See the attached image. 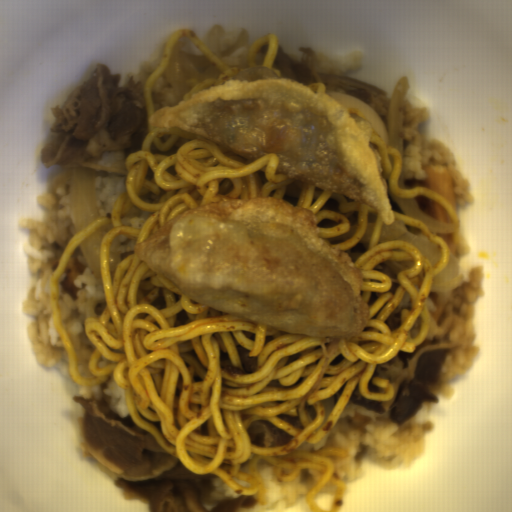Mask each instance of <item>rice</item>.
Listing matches in <instances>:
<instances>
[{"instance_id": "rice-1", "label": "rice", "mask_w": 512, "mask_h": 512, "mask_svg": "<svg viewBox=\"0 0 512 512\" xmlns=\"http://www.w3.org/2000/svg\"><path fill=\"white\" fill-rule=\"evenodd\" d=\"M50 181L38 198L41 213L22 218L30 286L25 302V335L37 363L70 375L67 352L53 326L50 291L53 275L75 230L71 184L50 190Z\"/></svg>"}, {"instance_id": "rice-2", "label": "rice", "mask_w": 512, "mask_h": 512, "mask_svg": "<svg viewBox=\"0 0 512 512\" xmlns=\"http://www.w3.org/2000/svg\"><path fill=\"white\" fill-rule=\"evenodd\" d=\"M434 426V418L419 420L416 414L400 426L388 415L370 413L351 406L317 443L303 442L297 449L316 452L329 447L340 448L345 456L335 462L334 472L342 481L354 480L362 463L386 470H401L417 460Z\"/></svg>"}, {"instance_id": "rice-3", "label": "rice", "mask_w": 512, "mask_h": 512, "mask_svg": "<svg viewBox=\"0 0 512 512\" xmlns=\"http://www.w3.org/2000/svg\"><path fill=\"white\" fill-rule=\"evenodd\" d=\"M485 296L483 266H474L460 286L449 293L431 290L427 301L430 321L427 340L448 337L457 347L447 351L436 394L450 397L449 383L469 372L477 352L474 318L478 302Z\"/></svg>"}, {"instance_id": "rice-4", "label": "rice", "mask_w": 512, "mask_h": 512, "mask_svg": "<svg viewBox=\"0 0 512 512\" xmlns=\"http://www.w3.org/2000/svg\"><path fill=\"white\" fill-rule=\"evenodd\" d=\"M60 322L68 334L77 360L79 373L89 372L94 346L84 331L87 318H99L106 306V292L101 278H95L79 244L75 247L56 288Z\"/></svg>"}, {"instance_id": "rice-5", "label": "rice", "mask_w": 512, "mask_h": 512, "mask_svg": "<svg viewBox=\"0 0 512 512\" xmlns=\"http://www.w3.org/2000/svg\"><path fill=\"white\" fill-rule=\"evenodd\" d=\"M427 111L416 105L403 109V164L397 179L402 189L428 186L427 165H448L455 207L472 203L474 192L460 173L450 149L441 141L427 138L423 123Z\"/></svg>"}, {"instance_id": "rice-6", "label": "rice", "mask_w": 512, "mask_h": 512, "mask_svg": "<svg viewBox=\"0 0 512 512\" xmlns=\"http://www.w3.org/2000/svg\"><path fill=\"white\" fill-rule=\"evenodd\" d=\"M230 69V79L278 78L273 65L263 66L265 46L259 52L249 48L256 42L247 30L213 27L202 40Z\"/></svg>"}, {"instance_id": "rice-7", "label": "rice", "mask_w": 512, "mask_h": 512, "mask_svg": "<svg viewBox=\"0 0 512 512\" xmlns=\"http://www.w3.org/2000/svg\"><path fill=\"white\" fill-rule=\"evenodd\" d=\"M257 472L266 503H256L249 511L241 512H283L306 499L309 491L321 477L315 470L304 469L291 482H280L274 475L272 465L264 460L258 463Z\"/></svg>"}, {"instance_id": "rice-8", "label": "rice", "mask_w": 512, "mask_h": 512, "mask_svg": "<svg viewBox=\"0 0 512 512\" xmlns=\"http://www.w3.org/2000/svg\"><path fill=\"white\" fill-rule=\"evenodd\" d=\"M96 195L98 218H109L111 228L113 211L121 192L125 190V174H116V170H96Z\"/></svg>"}, {"instance_id": "rice-9", "label": "rice", "mask_w": 512, "mask_h": 512, "mask_svg": "<svg viewBox=\"0 0 512 512\" xmlns=\"http://www.w3.org/2000/svg\"><path fill=\"white\" fill-rule=\"evenodd\" d=\"M313 61L322 73L345 77L350 72L362 68L364 55L361 52H351L341 55L317 54L313 56Z\"/></svg>"}, {"instance_id": "rice-10", "label": "rice", "mask_w": 512, "mask_h": 512, "mask_svg": "<svg viewBox=\"0 0 512 512\" xmlns=\"http://www.w3.org/2000/svg\"><path fill=\"white\" fill-rule=\"evenodd\" d=\"M103 383L107 386V400L109 408L120 418H131L122 390L113 376L95 385H78V395L82 398L98 399L101 395V386Z\"/></svg>"}, {"instance_id": "rice-11", "label": "rice", "mask_w": 512, "mask_h": 512, "mask_svg": "<svg viewBox=\"0 0 512 512\" xmlns=\"http://www.w3.org/2000/svg\"><path fill=\"white\" fill-rule=\"evenodd\" d=\"M167 46L168 43L162 45L154 58L141 64L135 74L129 75L127 82H139L143 89L144 83L148 80V78L154 73V71L159 66Z\"/></svg>"}, {"instance_id": "rice-12", "label": "rice", "mask_w": 512, "mask_h": 512, "mask_svg": "<svg viewBox=\"0 0 512 512\" xmlns=\"http://www.w3.org/2000/svg\"><path fill=\"white\" fill-rule=\"evenodd\" d=\"M353 120L360 126L362 127L366 133L368 135H371V136H374L376 138H379V139H382V136L380 135V133L377 131V129L369 122L367 121L366 119L362 118L361 116H359L358 114L356 113H350Z\"/></svg>"}, {"instance_id": "rice-13", "label": "rice", "mask_w": 512, "mask_h": 512, "mask_svg": "<svg viewBox=\"0 0 512 512\" xmlns=\"http://www.w3.org/2000/svg\"><path fill=\"white\" fill-rule=\"evenodd\" d=\"M468 248H469V246H468L466 240H464L463 238H461L459 236V241L453 251V255L458 256V258L461 262V259L467 254Z\"/></svg>"}, {"instance_id": "rice-14", "label": "rice", "mask_w": 512, "mask_h": 512, "mask_svg": "<svg viewBox=\"0 0 512 512\" xmlns=\"http://www.w3.org/2000/svg\"><path fill=\"white\" fill-rule=\"evenodd\" d=\"M314 90L316 93H329L333 90H328L327 86L324 83H316V84H304Z\"/></svg>"}]
</instances>
